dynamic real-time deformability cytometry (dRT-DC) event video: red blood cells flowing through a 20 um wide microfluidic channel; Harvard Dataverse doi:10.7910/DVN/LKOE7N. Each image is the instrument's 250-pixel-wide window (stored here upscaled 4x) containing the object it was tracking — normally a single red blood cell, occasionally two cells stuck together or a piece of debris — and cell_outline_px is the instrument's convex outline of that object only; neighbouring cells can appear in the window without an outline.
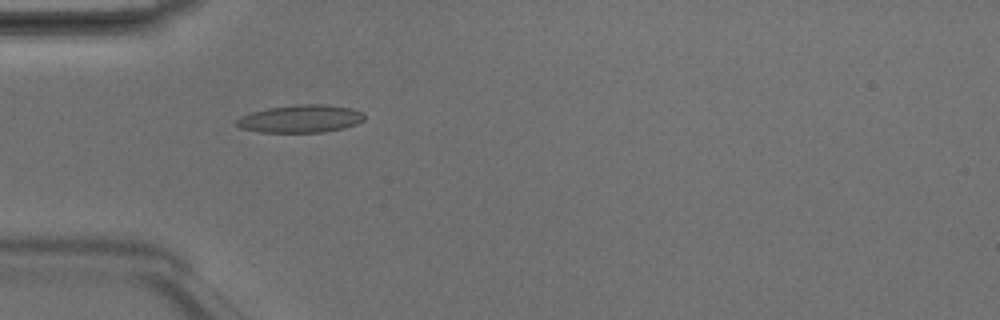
{"species": "Egyptian fruit bat (a non-hibernating species)", "species_latin": "Rousettus aegyptiacus", "temperature_condition": "room temperature", "stored_images_in_passage": 4, "camera_frame_rate_fps": 3000, "um_per_image_px": 0.085, "animal": {"sex": "male"}, "frame": {"image": 1, "passage_image": 4, "time_ms": 1.0, "image_size_px": [1000, 320], "cell_outline_px": [[364, 120], [356, 124], [344, 128], [324, 132], [260, 132], [240, 128], [232, 124], [240, 116], [252, 112], [268, 108], [296, 104], [324, 104], [352, 108], [364, 112]], "centroid_in_image_um": [25.54, 10.09], "position_along_channel_um": 59.5, "area_um2": 20.87}}